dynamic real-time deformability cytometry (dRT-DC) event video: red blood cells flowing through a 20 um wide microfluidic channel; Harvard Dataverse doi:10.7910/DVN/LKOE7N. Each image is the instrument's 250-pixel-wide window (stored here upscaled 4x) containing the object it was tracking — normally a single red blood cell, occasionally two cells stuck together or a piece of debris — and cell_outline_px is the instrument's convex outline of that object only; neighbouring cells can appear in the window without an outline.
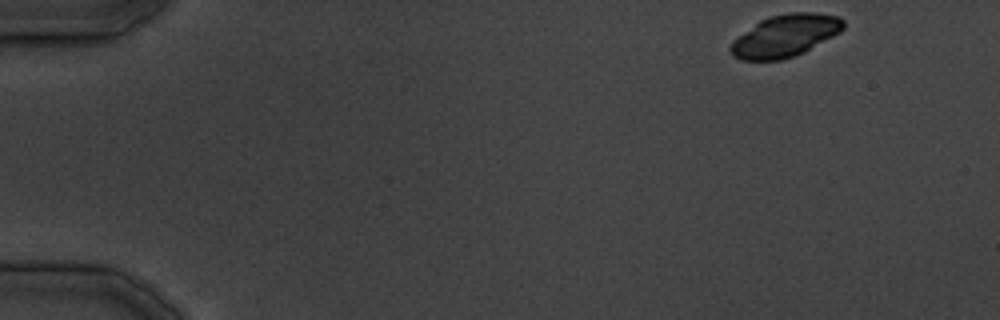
{"species": "common noctule bat (a hibernating species)", "species_latin": "Nyctalus noctula", "temperature_condition": "cold", "stored_images_in_passage": 9, "camera_frame_rate_fps": 3000, "um_per_image_px": 0.085, "animal": {"sex": "male", "body_mass_g": 19.5, "forearm_length_mm": 54.6}, "frame": {"image": 1, "passage_image": 1, "time_ms": 0.0, "image_size_px": [1000, 320], "cell_outline_px": [[844, 28], [840, 32], [804, 52], [796, 56], [780, 60], [740, 60], [732, 56], [728, 48], [732, 40], [760, 20], [768, 16], [792, 12], [816, 12], [840, 16], [844, 20]], "centroid_in_image_um": [66.73, 3.04], "position_along_channel_um": 18.3, "area_um2": 27.98}}